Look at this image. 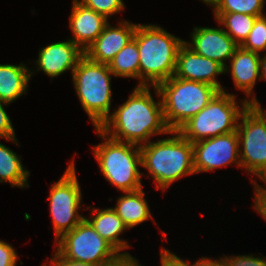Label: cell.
Masks as SVG:
<instances>
[{
    "mask_svg": "<svg viewBox=\"0 0 266 266\" xmlns=\"http://www.w3.org/2000/svg\"><path fill=\"white\" fill-rule=\"evenodd\" d=\"M108 64L97 63L84 55L72 73L77 96L95 128H99L111 113V79Z\"/></svg>",
    "mask_w": 266,
    "mask_h": 266,
    "instance_id": "cell-6",
    "label": "cell"
},
{
    "mask_svg": "<svg viewBox=\"0 0 266 266\" xmlns=\"http://www.w3.org/2000/svg\"><path fill=\"white\" fill-rule=\"evenodd\" d=\"M138 262V259H135L128 252H123L116 259L102 266H142Z\"/></svg>",
    "mask_w": 266,
    "mask_h": 266,
    "instance_id": "cell-33",
    "label": "cell"
},
{
    "mask_svg": "<svg viewBox=\"0 0 266 266\" xmlns=\"http://www.w3.org/2000/svg\"><path fill=\"white\" fill-rule=\"evenodd\" d=\"M206 5L208 4L209 6L215 1V0H202Z\"/></svg>",
    "mask_w": 266,
    "mask_h": 266,
    "instance_id": "cell-37",
    "label": "cell"
},
{
    "mask_svg": "<svg viewBox=\"0 0 266 266\" xmlns=\"http://www.w3.org/2000/svg\"><path fill=\"white\" fill-rule=\"evenodd\" d=\"M137 24L120 21L119 26L106 25L98 38L86 49L85 55L97 63L109 64L133 38Z\"/></svg>",
    "mask_w": 266,
    "mask_h": 266,
    "instance_id": "cell-15",
    "label": "cell"
},
{
    "mask_svg": "<svg viewBox=\"0 0 266 266\" xmlns=\"http://www.w3.org/2000/svg\"><path fill=\"white\" fill-rule=\"evenodd\" d=\"M139 50L138 86H158L174 76L182 40L157 25L137 24L133 38Z\"/></svg>",
    "mask_w": 266,
    "mask_h": 266,
    "instance_id": "cell-2",
    "label": "cell"
},
{
    "mask_svg": "<svg viewBox=\"0 0 266 266\" xmlns=\"http://www.w3.org/2000/svg\"><path fill=\"white\" fill-rule=\"evenodd\" d=\"M91 213L96 214L90 217V219H86L103 239L111 243L120 253L124 249L129 248L130 245L119 237L120 234L128 228L124 225L122 219L113 208L100 210L98 208H93Z\"/></svg>",
    "mask_w": 266,
    "mask_h": 266,
    "instance_id": "cell-19",
    "label": "cell"
},
{
    "mask_svg": "<svg viewBox=\"0 0 266 266\" xmlns=\"http://www.w3.org/2000/svg\"><path fill=\"white\" fill-rule=\"evenodd\" d=\"M218 24L226 27L224 31L241 46L248 38L251 29L254 26L255 20L260 16H252L242 13H213Z\"/></svg>",
    "mask_w": 266,
    "mask_h": 266,
    "instance_id": "cell-23",
    "label": "cell"
},
{
    "mask_svg": "<svg viewBox=\"0 0 266 266\" xmlns=\"http://www.w3.org/2000/svg\"><path fill=\"white\" fill-rule=\"evenodd\" d=\"M49 263L51 264L47 265L44 263L42 266H101L86 262L75 261L72 259H67L65 257H62L57 251L53 255V258L50 259Z\"/></svg>",
    "mask_w": 266,
    "mask_h": 266,
    "instance_id": "cell-32",
    "label": "cell"
},
{
    "mask_svg": "<svg viewBox=\"0 0 266 266\" xmlns=\"http://www.w3.org/2000/svg\"><path fill=\"white\" fill-rule=\"evenodd\" d=\"M80 2L107 19L110 15L118 14L125 9L123 0H81Z\"/></svg>",
    "mask_w": 266,
    "mask_h": 266,
    "instance_id": "cell-26",
    "label": "cell"
},
{
    "mask_svg": "<svg viewBox=\"0 0 266 266\" xmlns=\"http://www.w3.org/2000/svg\"><path fill=\"white\" fill-rule=\"evenodd\" d=\"M241 121V122H240ZM238 122L241 168L266 183V119L250 104Z\"/></svg>",
    "mask_w": 266,
    "mask_h": 266,
    "instance_id": "cell-10",
    "label": "cell"
},
{
    "mask_svg": "<svg viewBox=\"0 0 266 266\" xmlns=\"http://www.w3.org/2000/svg\"><path fill=\"white\" fill-rule=\"evenodd\" d=\"M95 131L105 140L93 146V154L106 180L123 193L142 189L140 146L111 139L98 128Z\"/></svg>",
    "mask_w": 266,
    "mask_h": 266,
    "instance_id": "cell-5",
    "label": "cell"
},
{
    "mask_svg": "<svg viewBox=\"0 0 266 266\" xmlns=\"http://www.w3.org/2000/svg\"><path fill=\"white\" fill-rule=\"evenodd\" d=\"M254 184L255 196H254V209L263 217L266 221V189L258 185L254 180H251Z\"/></svg>",
    "mask_w": 266,
    "mask_h": 266,
    "instance_id": "cell-30",
    "label": "cell"
},
{
    "mask_svg": "<svg viewBox=\"0 0 266 266\" xmlns=\"http://www.w3.org/2000/svg\"><path fill=\"white\" fill-rule=\"evenodd\" d=\"M194 171L207 172L235 164L241 167L237 131L192 143Z\"/></svg>",
    "mask_w": 266,
    "mask_h": 266,
    "instance_id": "cell-11",
    "label": "cell"
},
{
    "mask_svg": "<svg viewBox=\"0 0 266 266\" xmlns=\"http://www.w3.org/2000/svg\"><path fill=\"white\" fill-rule=\"evenodd\" d=\"M265 0H215L214 13H242L252 16H263Z\"/></svg>",
    "mask_w": 266,
    "mask_h": 266,
    "instance_id": "cell-24",
    "label": "cell"
},
{
    "mask_svg": "<svg viewBox=\"0 0 266 266\" xmlns=\"http://www.w3.org/2000/svg\"><path fill=\"white\" fill-rule=\"evenodd\" d=\"M149 88L137 85L98 129L111 139L138 146L148 143L151 136L168 134L162 100L154 101Z\"/></svg>",
    "mask_w": 266,
    "mask_h": 266,
    "instance_id": "cell-1",
    "label": "cell"
},
{
    "mask_svg": "<svg viewBox=\"0 0 266 266\" xmlns=\"http://www.w3.org/2000/svg\"><path fill=\"white\" fill-rule=\"evenodd\" d=\"M197 266H228L224 259L221 257L220 259H210L208 257H201L199 260L197 259Z\"/></svg>",
    "mask_w": 266,
    "mask_h": 266,
    "instance_id": "cell-34",
    "label": "cell"
},
{
    "mask_svg": "<svg viewBox=\"0 0 266 266\" xmlns=\"http://www.w3.org/2000/svg\"><path fill=\"white\" fill-rule=\"evenodd\" d=\"M72 3L69 27L73 36L69 39L85 52L102 33L108 19L82 4L80 0H73Z\"/></svg>",
    "mask_w": 266,
    "mask_h": 266,
    "instance_id": "cell-16",
    "label": "cell"
},
{
    "mask_svg": "<svg viewBox=\"0 0 266 266\" xmlns=\"http://www.w3.org/2000/svg\"><path fill=\"white\" fill-rule=\"evenodd\" d=\"M241 47L245 50L260 54L266 50V16L257 17L248 38Z\"/></svg>",
    "mask_w": 266,
    "mask_h": 266,
    "instance_id": "cell-25",
    "label": "cell"
},
{
    "mask_svg": "<svg viewBox=\"0 0 266 266\" xmlns=\"http://www.w3.org/2000/svg\"><path fill=\"white\" fill-rule=\"evenodd\" d=\"M32 73L34 72L22 63L0 64V100L10 104L27 93Z\"/></svg>",
    "mask_w": 266,
    "mask_h": 266,
    "instance_id": "cell-18",
    "label": "cell"
},
{
    "mask_svg": "<svg viewBox=\"0 0 266 266\" xmlns=\"http://www.w3.org/2000/svg\"><path fill=\"white\" fill-rule=\"evenodd\" d=\"M262 115L263 117L266 119V110H263L260 106V103L258 102V100H256L253 104H252Z\"/></svg>",
    "mask_w": 266,
    "mask_h": 266,
    "instance_id": "cell-36",
    "label": "cell"
},
{
    "mask_svg": "<svg viewBox=\"0 0 266 266\" xmlns=\"http://www.w3.org/2000/svg\"><path fill=\"white\" fill-rule=\"evenodd\" d=\"M191 42L184 43L200 56L215 60L224 67L225 61L234 55L239 45L224 31V28L195 27Z\"/></svg>",
    "mask_w": 266,
    "mask_h": 266,
    "instance_id": "cell-13",
    "label": "cell"
},
{
    "mask_svg": "<svg viewBox=\"0 0 266 266\" xmlns=\"http://www.w3.org/2000/svg\"><path fill=\"white\" fill-rule=\"evenodd\" d=\"M55 244L62 257L94 265L102 266L121 254L95 231L86 216L74 229L55 240Z\"/></svg>",
    "mask_w": 266,
    "mask_h": 266,
    "instance_id": "cell-8",
    "label": "cell"
},
{
    "mask_svg": "<svg viewBox=\"0 0 266 266\" xmlns=\"http://www.w3.org/2000/svg\"><path fill=\"white\" fill-rule=\"evenodd\" d=\"M143 189L125 192L120 196L113 208L122 219L124 225L131 229L152 217Z\"/></svg>",
    "mask_w": 266,
    "mask_h": 266,
    "instance_id": "cell-20",
    "label": "cell"
},
{
    "mask_svg": "<svg viewBox=\"0 0 266 266\" xmlns=\"http://www.w3.org/2000/svg\"><path fill=\"white\" fill-rule=\"evenodd\" d=\"M157 97L162 100L164 120L171 130H178L191 117L198 114L219 90L210 85L172 76L153 86Z\"/></svg>",
    "mask_w": 266,
    "mask_h": 266,
    "instance_id": "cell-4",
    "label": "cell"
},
{
    "mask_svg": "<svg viewBox=\"0 0 266 266\" xmlns=\"http://www.w3.org/2000/svg\"><path fill=\"white\" fill-rule=\"evenodd\" d=\"M80 189L72 160L62 177L50 187L48 200L56 240L74 229L85 218L78 212L82 198Z\"/></svg>",
    "mask_w": 266,
    "mask_h": 266,
    "instance_id": "cell-9",
    "label": "cell"
},
{
    "mask_svg": "<svg viewBox=\"0 0 266 266\" xmlns=\"http://www.w3.org/2000/svg\"><path fill=\"white\" fill-rule=\"evenodd\" d=\"M85 52L71 39L52 43L39 50L38 59L35 61L38 67L36 71H43L53 79L62 73L76 68L79 60Z\"/></svg>",
    "mask_w": 266,
    "mask_h": 266,
    "instance_id": "cell-14",
    "label": "cell"
},
{
    "mask_svg": "<svg viewBox=\"0 0 266 266\" xmlns=\"http://www.w3.org/2000/svg\"><path fill=\"white\" fill-rule=\"evenodd\" d=\"M108 66L115 77L139 79V50L137 42L132 39L116 54Z\"/></svg>",
    "mask_w": 266,
    "mask_h": 266,
    "instance_id": "cell-22",
    "label": "cell"
},
{
    "mask_svg": "<svg viewBox=\"0 0 266 266\" xmlns=\"http://www.w3.org/2000/svg\"><path fill=\"white\" fill-rule=\"evenodd\" d=\"M169 134L174 135L140 146L141 166L162 191L176 180L195 174L192 143L176 130Z\"/></svg>",
    "mask_w": 266,
    "mask_h": 266,
    "instance_id": "cell-3",
    "label": "cell"
},
{
    "mask_svg": "<svg viewBox=\"0 0 266 266\" xmlns=\"http://www.w3.org/2000/svg\"><path fill=\"white\" fill-rule=\"evenodd\" d=\"M235 98L233 94L219 91L206 107L177 131L191 143L236 131L241 114L250 103L245 98L239 106Z\"/></svg>",
    "mask_w": 266,
    "mask_h": 266,
    "instance_id": "cell-7",
    "label": "cell"
},
{
    "mask_svg": "<svg viewBox=\"0 0 266 266\" xmlns=\"http://www.w3.org/2000/svg\"><path fill=\"white\" fill-rule=\"evenodd\" d=\"M228 266H266V259L254 257V255H238L222 257Z\"/></svg>",
    "mask_w": 266,
    "mask_h": 266,
    "instance_id": "cell-28",
    "label": "cell"
},
{
    "mask_svg": "<svg viewBox=\"0 0 266 266\" xmlns=\"http://www.w3.org/2000/svg\"><path fill=\"white\" fill-rule=\"evenodd\" d=\"M224 69L231 73L235 88L244 91L248 98L252 95L248 102L253 104L257 99L252 91L257 79L260 80V54L239 46Z\"/></svg>",
    "mask_w": 266,
    "mask_h": 266,
    "instance_id": "cell-17",
    "label": "cell"
},
{
    "mask_svg": "<svg viewBox=\"0 0 266 266\" xmlns=\"http://www.w3.org/2000/svg\"><path fill=\"white\" fill-rule=\"evenodd\" d=\"M7 242L0 240V266H16L18 255Z\"/></svg>",
    "mask_w": 266,
    "mask_h": 266,
    "instance_id": "cell-29",
    "label": "cell"
},
{
    "mask_svg": "<svg viewBox=\"0 0 266 266\" xmlns=\"http://www.w3.org/2000/svg\"><path fill=\"white\" fill-rule=\"evenodd\" d=\"M161 266H197V261L190 264L189 260H183L170 252L168 249H161L160 252Z\"/></svg>",
    "mask_w": 266,
    "mask_h": 266,
    "instance_id": "cell-31",
    "label": "cell"
},
{
    "mask_svg": "<svg viewBox=\"0 0 266 266\" xmlns=\"http://www.w3.org/2000/svg\"><path fill=\"white\" fill-rule=\"evenodd\" d=\"M260 80H266V55L260 57Z\"/></svg>",
    "mask_w": 266,
    "mask_h": 266,
    "instance_id": "cell-35",
    "label": "cell"
},
{
    "mask_svg": "<svg viewBox=\"0 0 266 266\" xmlns=\"http://www.w3.org/2000/svg\"><path fill=\"white\" fill-rule=\"evenodd\" d=\"M21 158L9 147L0 143V183L9 182L12 187H29L30 171L24 169Z\"/></svg>",
    "mask_w": 266,
    "mask_h": 266,
    "instance_id": "cell-21",
    "label": "cell"
},
{
    "mask_svg": "<svg viewBox=\"0 0 266 266\" xmlns=\"http://www.w3.org/2000/svg\"><path fill=\"white\" fill-rule=\"evenodd\" d=\"M9 104L2 102L0 100V137L5 138L9 141L14 142L18 146V140L15 136L14 127L12 126V122L5 111V107Z\"/></svg>",
    "mask_w": 266,
    "mask_h": 266,
    "instance_id": "cell-27",
    "label": "cell"
},
{
    "mask_svg": "<svg viewBox=\"0 0 266 266\" xmlns=\"http://www.w3.org/2000/svg\"><path fill=\"white\" fill-rule=\"evenodd\" d=\"M224 70L219 62L200 56L183 43L177 53L174 77L210 84L225 92V87L216 79L217 75L225 73Z\"/></svg>",
    "mask_w": 266,
    "mask_h": 266,
    "instance_id": "cell-12",
    "label": "cell"
}]
</instances>
